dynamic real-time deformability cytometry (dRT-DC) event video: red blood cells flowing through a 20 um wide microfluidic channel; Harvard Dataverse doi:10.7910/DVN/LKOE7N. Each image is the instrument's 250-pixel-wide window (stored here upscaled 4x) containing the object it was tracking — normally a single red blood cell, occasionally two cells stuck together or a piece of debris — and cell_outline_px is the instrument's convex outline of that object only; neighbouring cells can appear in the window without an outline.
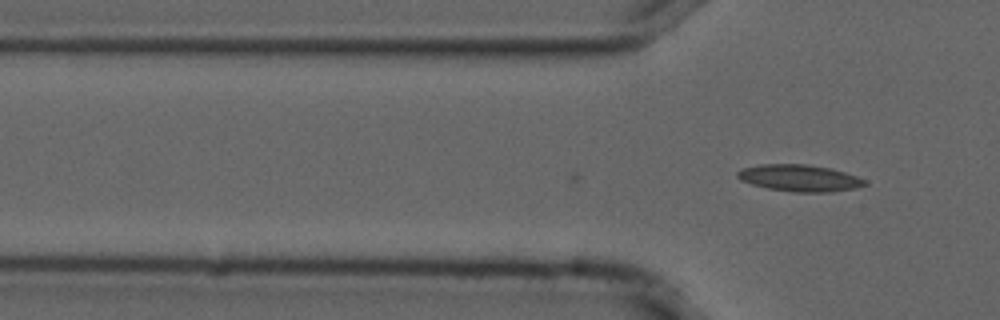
{"species": "common noctule bat (a hibernating species)", "species_latin": "Nyctalus noctula", "temperature_condition": "cold", "stored_images_in_passage": 2, "camera_frame_rate_fps": 3000, "um_per_image_px": 0.085, "animal": {"sex": "male", "forearm_length_mm": 52.5}, "frame": {"image": 1, "passage_image": 2, "time_ms": 0.333, "image_size_px": [1000, 320], "cell_outline_px": [[868, 184], [856, 188], [832, 192], [792, 192], [768, 188], [752, 184], [740, 180], [736, 176], [736, 172], [744, 168], [760, 164], [804, 164], [832, 168], [856, 176], [864, 180]], "centroid_in_image_um": [67.96, 15.13], "position_along_channel_um": 57.8, "area_um2": 19.83}}